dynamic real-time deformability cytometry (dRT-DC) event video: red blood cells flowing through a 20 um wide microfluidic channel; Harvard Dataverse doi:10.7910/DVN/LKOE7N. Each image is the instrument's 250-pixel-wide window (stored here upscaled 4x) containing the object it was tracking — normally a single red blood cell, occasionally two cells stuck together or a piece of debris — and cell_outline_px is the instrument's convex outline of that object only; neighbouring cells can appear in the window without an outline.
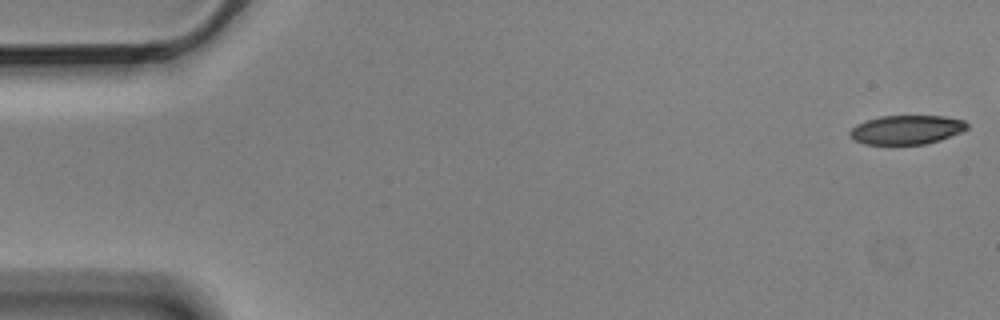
{"species": "Egyptian fruit bat (a non-hibernating species)", "species_latin": "Rousettus aegyptiacus", "temperature_condition": "cold", "stored_images_in_passage": 6, "camera_frame_rate_fps": 3000, "um_per_image_px": 0.085, "animal": {"sex": "male"}, "frame": {"image": 1, "passage_image": 1, "time_ms": 0.0, "image_size_px": [1000, 320], "cell_outline_px": [[968, 128], [960, 132], [940, 140], [924, 144], [864, 144], [856, 140], [848, 132], [856, 124], [880, 116], [944, 116], [964, 120], [968, 124]], "centroid_in_image_um": [77.07, 11.02], "position_along_channel_um": 7.9, "area_um2": 19.65}}